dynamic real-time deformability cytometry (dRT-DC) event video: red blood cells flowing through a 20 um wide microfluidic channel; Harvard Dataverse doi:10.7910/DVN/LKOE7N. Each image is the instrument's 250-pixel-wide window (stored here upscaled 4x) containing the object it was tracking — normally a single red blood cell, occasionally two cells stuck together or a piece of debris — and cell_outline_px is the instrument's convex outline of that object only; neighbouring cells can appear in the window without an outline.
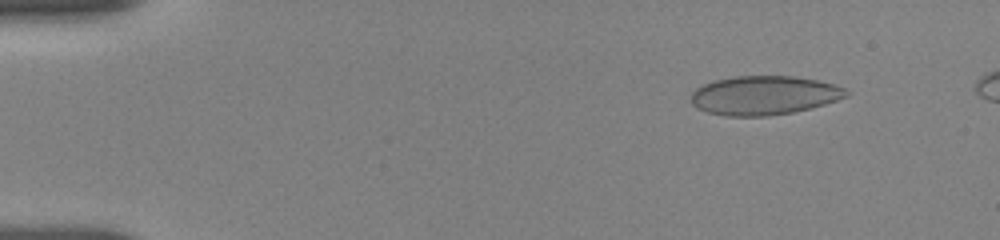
{"species": "human", "species_latin": "Homo sapiens", "temperature_condition": "room temperature", "stored_images_in_passage": 54, "camera_frame_rate_fps": 3000, "um_per_image_px": 0.085, "donor": {"sex": "female"}, "frame": {"image": 1, "passage_image": 6, "time_ms": 1.667, "image_size_px": [1000, 240], "cell_outline_px": [[848, 96], [824, 104], [792, 112], [768, 116], [728, 116], [708, 112], [696, 108], [692, 104], [692, 92], [696, 88], [704, 84], [716, 80], [736, 76], [792, 76], [816, 80], [832, 84], [844, 88], [848, 92]], "centroid_in_image_um": [64.92, 8.11], "position_along_channel_um": 20.1, "area_um2": 34.91}}
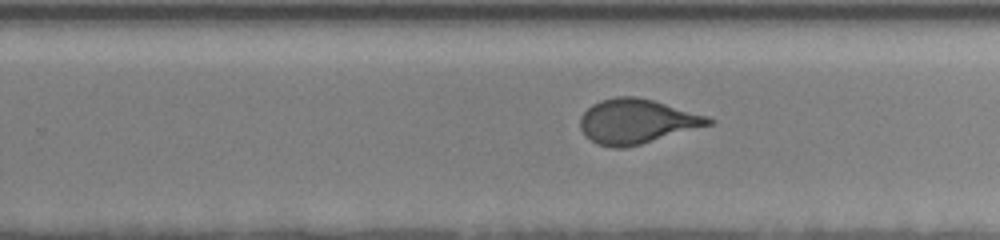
{"frame": {"image": 2, "passage_image": 34, "time_ms": 11.0, "image_size_px": [1000, 240], "cell_outline_px": [[716, 120], [712, 124], [640, 144], [624, 148], [612, 148], [596, 144], [584, 136], [580, 128], [580, 116], [592, 104], [600, 100], [616, 96], [636, 96], [652, 100], [708, 116]], "centroid_in_image_um": [54.08, 10.32], "position_along_channel_um": 275.7, "area_um2": 33.29}}
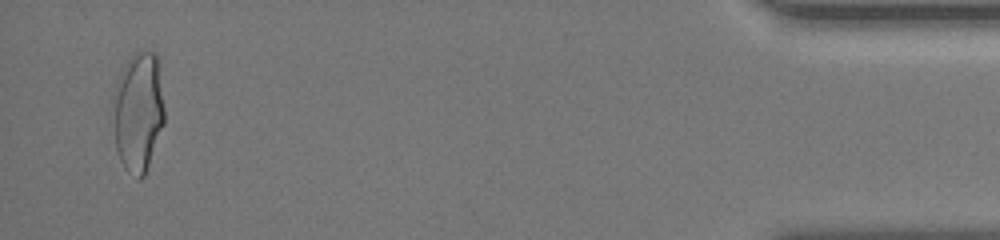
{"frame": {"image": 3, "passage_image": 52, "time_ms": 17.0, "image_size_px": [1000, 240], "cell_outline_px": [[164, 124], [144, 176], [140, 180], [128, 172], [124, 168], [120, 160], [116, 148], [116, 84], [124, 64], [136, 52], [156, 52], [164, 108]], "centroid_in_image_um": [11.79, 9.54], "position_along_channel_um": 423.4, "area_um2": 34.74}}